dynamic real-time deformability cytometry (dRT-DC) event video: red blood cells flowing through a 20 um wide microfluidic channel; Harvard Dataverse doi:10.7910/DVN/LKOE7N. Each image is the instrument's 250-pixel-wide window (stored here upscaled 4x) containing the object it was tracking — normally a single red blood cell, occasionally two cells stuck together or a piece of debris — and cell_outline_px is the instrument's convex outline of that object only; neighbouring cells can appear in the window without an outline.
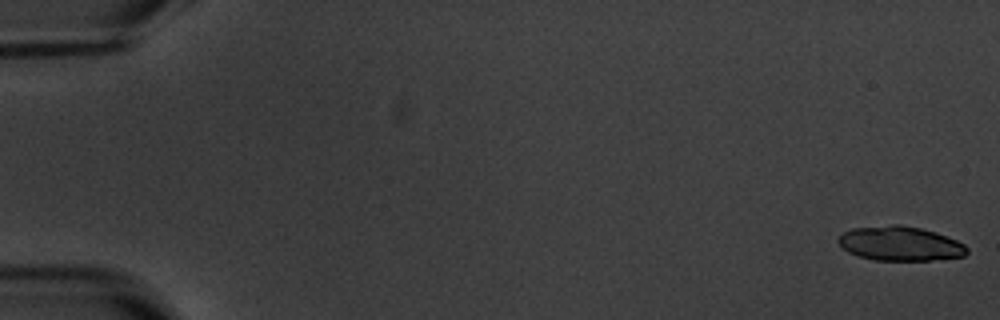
{"species": "common noctule bat (a hibernating species)", "species_latin": "Nyctalus noctula", "temperature_condition": "warm", "stored_images_in_passage": 6, "segment_of_instrument_passage": [1, 2], "camera_frame_rate_fps": 3000, "um_per_image_px": 0.085, "animal": {"sex": "male", "body_mass_g": 20.1, "forearm_length_mm": 53.5}, "frame": {"image": 1, "passage_image": 1, "time_ms": 0.0, "image_size_px": [1000, 320], "cell_outline_px": [[968, 252], [964, 256], [928, 260], [872, 260], [856, 256], [848, 252], [836, 240], [844, 232], [852, 228], [892, 224], [900, 224], [920, 228], [936, 232], [956, 240], [964, 244], [968, 248]], "centroid_in_image_um": [76.49, 20.7], "position_along_channel_um": 8.5, "area_um2": 25.84}}
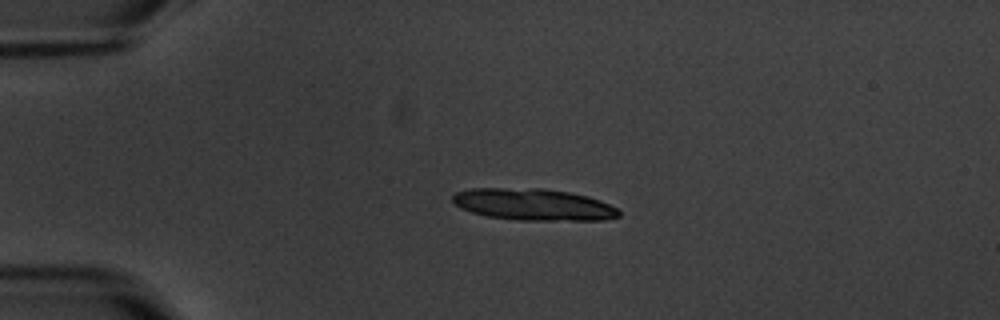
{"frame": {"image": 2, "passage_image": 4, "time_ms": 4.333, "image_size_px": [1000, 320], "cell_outline_px": [[620, 216], [604, 220], [516, 220], [488, 216], [472, 212], [460, 208], [452, 200], [452, 196], [456, 192], [472, 188], [540, 188], [568, 192], [588, 196], [600, 200], [620, 208]], "centroid_in_image_um": [45.38, 17.38], "position_along_channel_um": 39.6, "area_um2": 30.87}}